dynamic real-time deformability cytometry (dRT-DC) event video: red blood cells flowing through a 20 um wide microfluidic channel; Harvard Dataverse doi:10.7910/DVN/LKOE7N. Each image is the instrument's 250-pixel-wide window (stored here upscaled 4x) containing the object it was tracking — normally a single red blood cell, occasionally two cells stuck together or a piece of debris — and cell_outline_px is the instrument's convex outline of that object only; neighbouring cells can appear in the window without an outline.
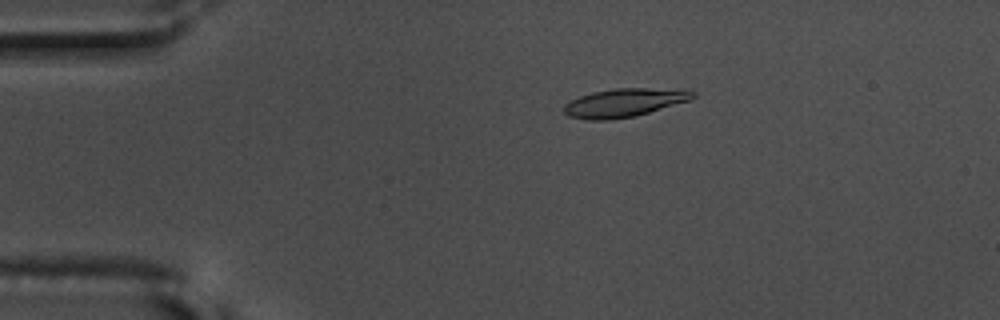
{"species": "common noctule bat (a hibernating species)", "species_latin": "Nyctalus noctula", "temperature_condition": "warm", "stored_images_in_passage": 56, "camera_frame_rate_fps": 3000, "um_per_image_px": 0.085, "animal": {"sex": "male", "body_mass_g": 17.5, "forearm_length_mm": 52.3}, "frame": {"image": 1, "passage_image": 11, "time_ms": 3.333, "image_size_px": [1000, 320], "cell_outline_px": [[696, 96], [692, 100], [636, 116], [608, 120], [588, 120], [568, 116], [564, 112], [564, 104], [580, 96], [592, 92], [616, 88], [688, 88], [696, 92]], "centroid_in_image_um": [53.16, 8.71], "position_along_channel_um": 31.8, "area_um2": 21.79}}
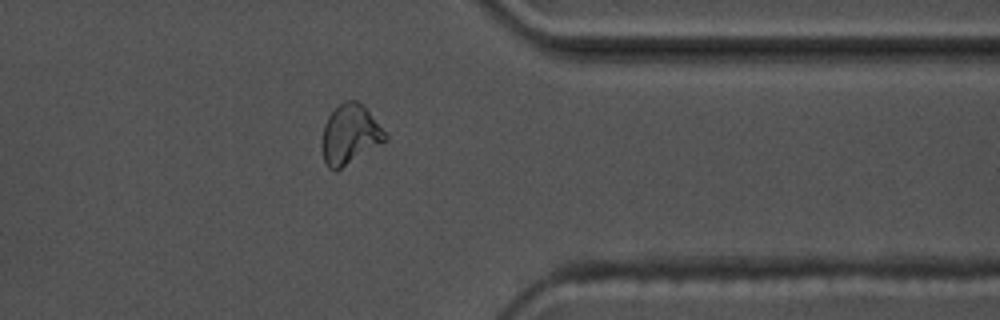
{"frame": {"image": 2, "passage_image": 45, "time_ms": 14.667, "image_size_px": [1000, 320], "cell_outline_px": [[388, 140], [336, 172], [328, 168], [324, 160], [320, 148], [320, 144], [324, 124], [328, 116], [340, 104], [348, 100], [356, 100], [364, 104], [388, 136]], "centroid_in_image_um": [29.73, 11.46], "position_along_channel_um": 381.7, "area_um2": 22.37}}
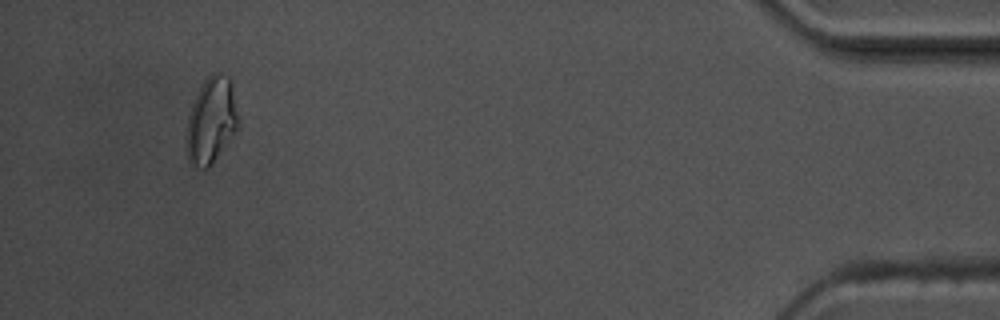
{"frame": {"image": 3, "passage_image": 53, "time_ms": 17.333, "image_size_px": [1000, 320], "cell_outline_px": [[240, 124], [212, 164], [204, 168], [188, 160], [184, 140], [188, 116], [192, 104], [204, 80], [212, 72], [220, 72], [228, 76], [232, 80], [240, 120]], "centroid_in_image_um": [17.97, 10.18], "position_along_channel_um": 417.2, "area_um2": 26.3}, "authors_computed_cell_mechanics": {"area_um2": 21.2126, "velocity_mm_per_s": 3.6116, "shape_relaxation_time_tau1_ms": 8.8991, "shape_relaxation_time_tau2_ms": 2.7806, "deformation_change_tau1": 0.2235, "deformation_change_tau2": 0.0934}}